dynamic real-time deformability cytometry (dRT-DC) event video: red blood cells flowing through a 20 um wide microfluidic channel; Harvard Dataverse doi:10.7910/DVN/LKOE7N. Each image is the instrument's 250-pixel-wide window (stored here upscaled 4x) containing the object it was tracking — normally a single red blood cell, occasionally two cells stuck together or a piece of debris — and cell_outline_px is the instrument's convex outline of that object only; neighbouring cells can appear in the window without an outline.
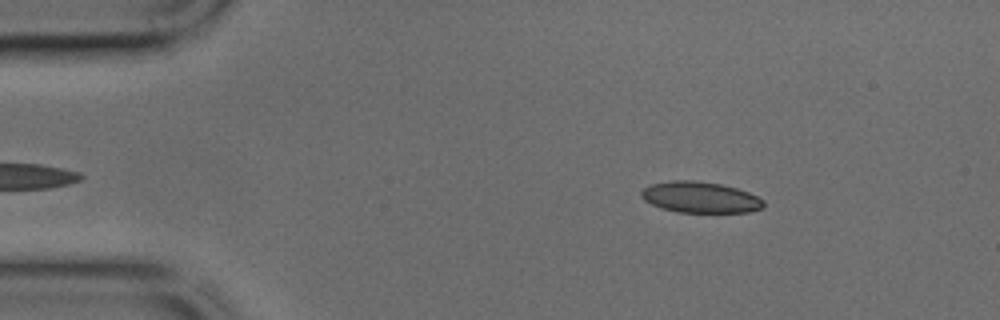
{"species": "common noctule bat (a hibernating species)", "species_latin": "Nyctalus noctula", "temperature_condition": "cold", "stored_images_in_passage": 12, "camera_frame_rate_fps": 3000, "um_per_image_px": 0.085, "animal": {"sex": "male", "body_mass_g": 17.9, "forearm_length_mm": 54.2}, "frame": {"image": 1, "passage_image": 4, "time_ms": 1.0, "image_size_px": [1000, 320], "cell_outline_px": [[764, 204], [760, 208], [748, 212], [680, 212], [660, 208], [644, 200], [640, 196], [640, 192], [644, 188], [652, 184], [672, 180], [692, 180], [720, 184], [736, 188], [748, 192], [764, 200]], "centroid_in_image_um": [59.49, 16.77], "position_along_channel_um": 25.5, "area_um2": 21.96}}
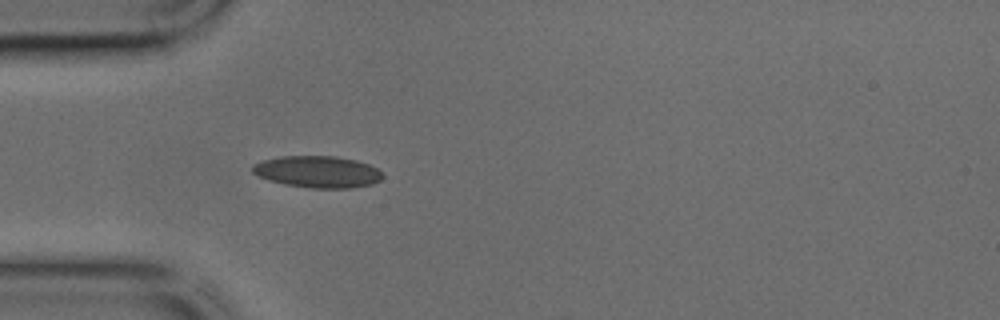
{"frame": {"image": 2, "passage_image": 10, "time_ms": 3.0, "image_size_px": [1000, 320], "cell_outline_px": [[384, 176], [380, 180], [372, 184], [352, 188], [312, 188], [284, 184], [268, 180], [252, 172], [252, 164], [264, 160], [280, 156], [336, 156], [356, 160], [368, 164], [376, 168]], "centroid_in_image_um": [27.0, 14.6], "position_along_channel_um": 58.0, "area_um2": 24.04}}